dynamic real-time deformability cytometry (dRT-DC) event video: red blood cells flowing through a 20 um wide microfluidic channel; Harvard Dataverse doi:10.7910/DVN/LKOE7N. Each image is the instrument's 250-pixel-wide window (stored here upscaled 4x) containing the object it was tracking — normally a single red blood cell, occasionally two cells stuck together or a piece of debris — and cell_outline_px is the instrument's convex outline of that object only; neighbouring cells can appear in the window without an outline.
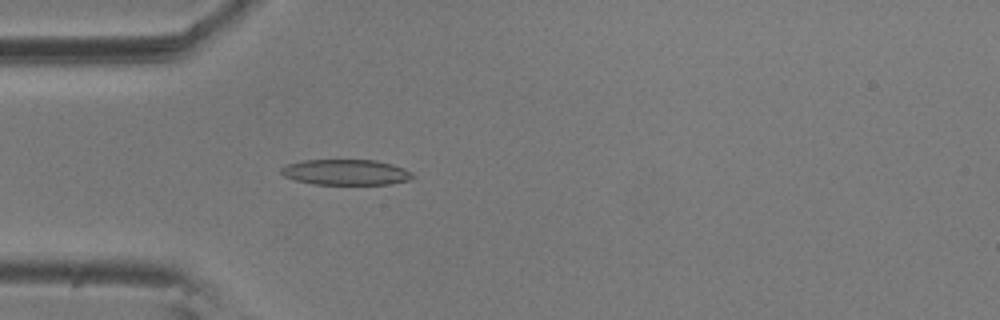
{"species": "common noctule bat (a hibernating species)", "species_latin": "Nyctalus noctula", "temperature_condition": "room temperature", "stored_images_in_passage": 55, "camera_frame_rate_fps": 3000, "um_per_image_px": 0.085, "animal": {"sex": "male", "body_mass_g": 20.5, "forearm_length_mm": 52.5}, "frame": {"image": 1, "passage_image": 15, "time_ms": 4.667, "image_size_px": [1000, 320], "cell_outline_px": [[416, 176], [412, 180], [392, 184], [312, 184], [296, 180], [284, 176], [280, 172], [280, 168], [284, 164], [300, 160], [376, 160], [392, 164], [404, 168], [412, 172]], "centroid_in_image_um": [29.41, 14.63], "position_along_channel_um": 55.6, "area_um2": 19.94}}
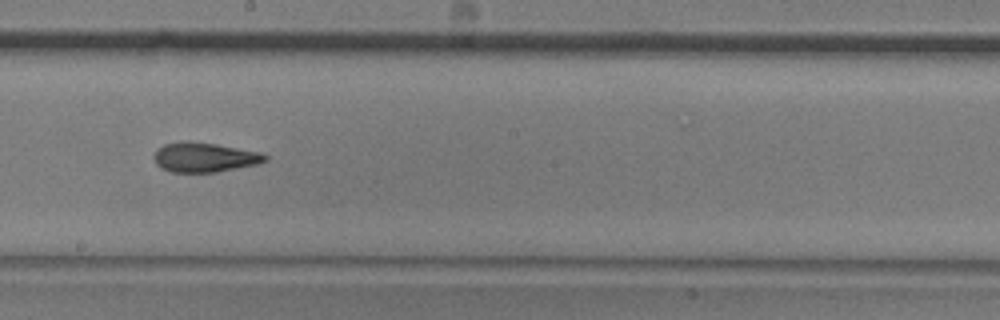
{"frame": {"image": 2, "passage_image": 30, "time_ms": 9.667, "image_size_px": [1000, 320], "cell_outline_px": [[268, 160], [256, 164], [216, 172], [172, 172], [160, 168], [156, 164], [152, 156], [156, 148], [164, 144], [184, 140], [188, 140], [216, 144], [260, 152], [268, 156]], "centroid_in_image_um": [17.32, 13.36], "position_along_channel_um": 230.9, "area_um2": 19.36}}
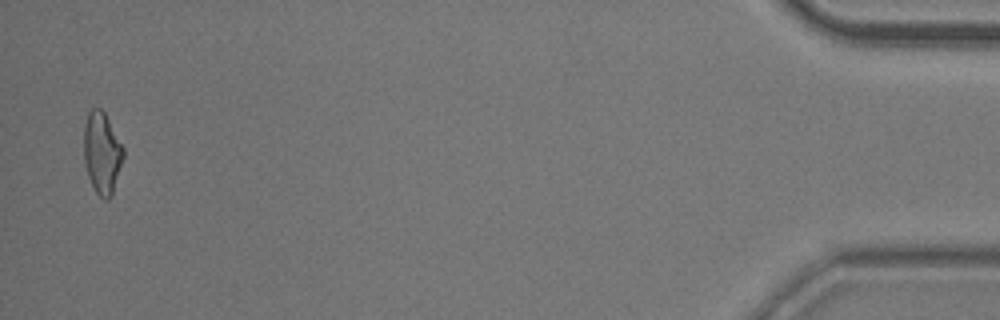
{"frame": {"image": 3, "passage_image": 54, "time_ms": 17.667, "image_size_px": [1000, 320], "cell_outline_px": [[124, 156], [112, 196], [108, 200], [104, 200], [96, 192], [88, 176], [84, 160], [84, 124], [88, 112], [92, 108], [100, 108], [104, 112], [124, 148]], "centroid_in_image_um": [8.67, 13.0], "position_along_channel_um": 426.5, "area_um2": 18.79}, "authors_computed_cell_mechanics": {"area_um2": 19.2474, "velocity_mm_per_s": 3.5771, "shape_relaxation_time_tau1_ms": 11.3346, "shape_relaxation_time_tau2_ms": 3.2193, "deformation_change_tau1": 0.2576, "deformation_change_tau2": 0.1178}}